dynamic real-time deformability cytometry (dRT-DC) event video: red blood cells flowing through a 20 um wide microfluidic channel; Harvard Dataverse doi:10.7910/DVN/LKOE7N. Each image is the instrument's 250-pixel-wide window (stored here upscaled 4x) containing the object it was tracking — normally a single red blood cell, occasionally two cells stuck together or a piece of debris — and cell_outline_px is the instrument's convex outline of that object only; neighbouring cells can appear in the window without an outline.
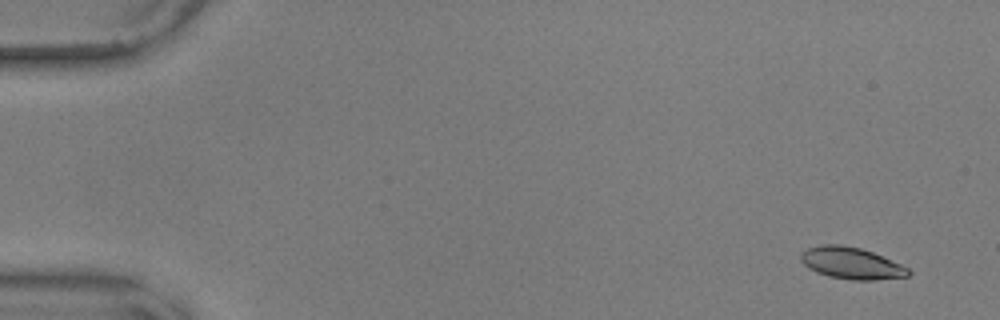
{"species": "common noctule bat (a hibernating species)", "species_latin": "Nyctalus noctula", "temperature_condition": "warm", "stored_images_in_passage": 57, "camera_frame_rate_fps": 3000, "um_per_image_px": 0.085, "animal": {"sex": "male", "body_mass_g": 17.9, "forearm_length_mm": 54.2}, "frame": {"image": 1, "passage_image": 4, "time_ms": 1.0, "image_size_px": [1000, 320], "cell_outline_px": [[912, 272], [908, 276], [876, 280], [852, 280], [828, 276], [816, 272], [808, 268], [800, 260], [800, 252], [808, 248], [824, 244], [840, 244], [860, 248], [872, 252], [900, 264], [908, 268]], "centroid_in_image_um": [72.34, 22.37], "position_along_channel_um": 12.7, "area_um2": 19.88}}
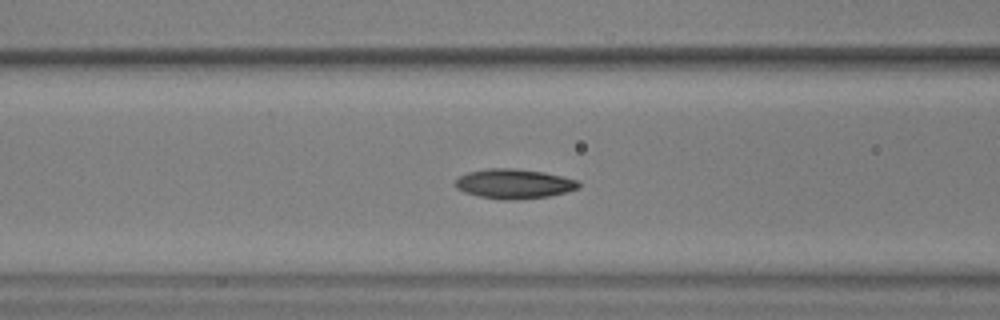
{"frame": {"image": 2, "passage_image": 24, "time_ms": 7.667, "image_size_px": [1000, 320], "cell_outline_px": [[580, 188], [548, 196], [516, 200], [504, 200], [476, 196], [464, 192], [456, 188], [456, 180], [460, 176], [468, 172], [488, 168], [512, 168], [544, 172], [576, 180], [580, 184]], "centroid_in_image_um": [43.66, 15.63], "position_along_channel_um": 122.9, "area_um2": 21.21}}
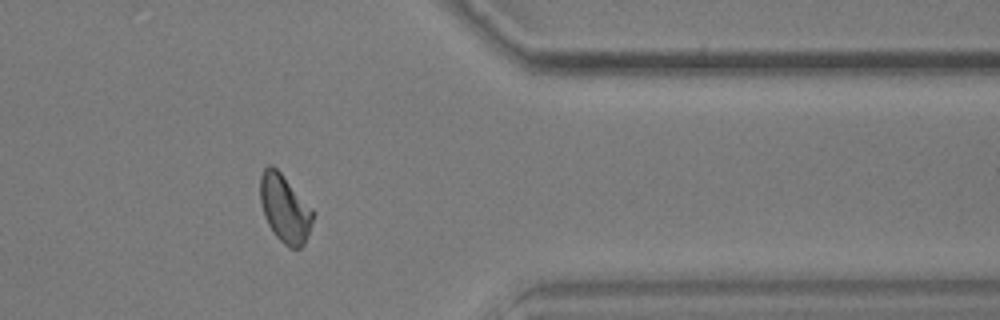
{"frame": {"image": 3, "passage_image": 47, "time_ms": 15.333, "image_size_px": [1000, 320], "cell_outline_px": [[312, 220], [304, 244], [300, 248], [288, 248], [276, 236], [268, 224], [264, 216], [260, 200], [260, 176], [264, 168], [268, 164], [272, 164], [280, 172], [312, 208]], "centroid_in_image_um": [24.17, 17.71], "position_along_channel_um": 387.2, "area_um2": 20.52}, "authors_computed_cell_mechanics": {"area_um2": 20.4612, "velocity_mm_per_s": 3.6176, "shape_relaxation_time_tau1_ms": 3.791, "shape_relaxation_time_tau2_ms": 3.1063, "deformation_change_tau1": 0.1326, "deformation_change_tau2": 0.0781}}